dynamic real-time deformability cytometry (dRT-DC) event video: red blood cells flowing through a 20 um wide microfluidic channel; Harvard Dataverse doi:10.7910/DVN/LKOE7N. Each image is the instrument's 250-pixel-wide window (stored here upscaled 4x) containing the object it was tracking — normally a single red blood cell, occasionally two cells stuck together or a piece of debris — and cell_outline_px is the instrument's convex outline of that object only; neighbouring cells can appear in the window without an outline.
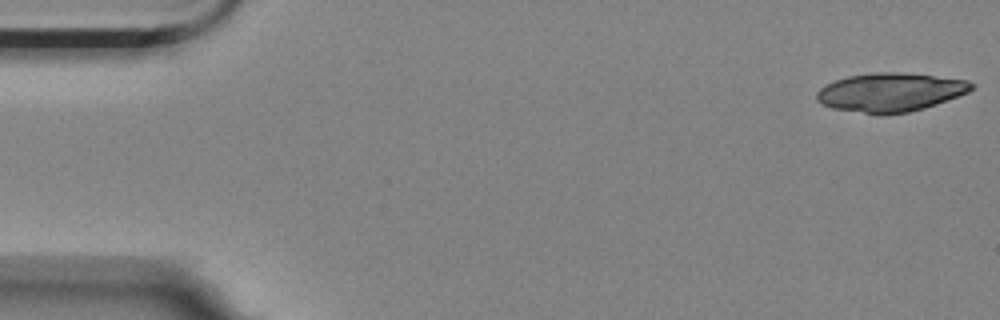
{"species": "Egyptian fruit bat (a non-hibernating species)", "species_latin": "Rousettus aegyptiacus", "temperature_condition": "room temperature", "stored_images_in_passage": 53, "camera_frame_rate_fps": 3000, "um_per_image_px": 0.085, "animal": {"sex": "female"}, "frame": {"image": 1, "passage_image": 1, "time_ms": 0.0, "image_size_px": [1000, 320], "cell_outline_px": [[976, 84], [968, 92], [936, 104], [924, 108], [908, 112], [884, 116], [876, 116], [832, 108], [820, 104], [816, 100], [816, 92], [820, 88], [836, 80], [848, 76], [876, 72], [900, 72], [968, 80]], "centroid_in_image_um": [75.64, 7.87], "position_along_channel_um": 9.4, "area_um2": 35.26}}